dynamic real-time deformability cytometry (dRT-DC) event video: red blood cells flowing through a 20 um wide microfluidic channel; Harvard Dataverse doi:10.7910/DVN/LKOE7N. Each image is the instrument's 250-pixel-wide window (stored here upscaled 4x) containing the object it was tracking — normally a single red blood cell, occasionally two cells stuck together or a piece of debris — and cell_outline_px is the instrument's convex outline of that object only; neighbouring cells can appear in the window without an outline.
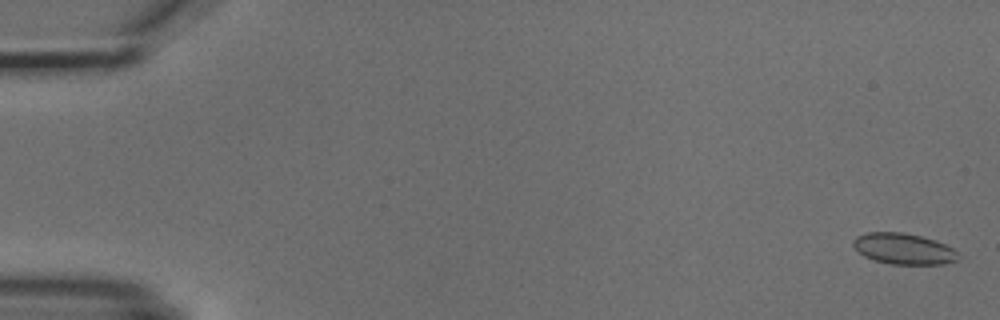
{"species": "common noctule bat (a hibernating species)", "species_latin": "Nyctalus noctula", "temperature_condition": "cold", "stored_images_in_passage": 6, "camera_frame_rate_fps": 3000, "um_per_image_px": 0.085, "animal": {"sex": "male", "body_mass_g": 18.8}, "frame": {"image": 1, "passage_image": 1, "time_ms": 0.0, "image_size_px": [1000, 320], "cell_outline_px": [[960, 256], [956, 260], [944, 264], [892, 264], [876, 260], [864, 256], [852, 244], [852, 240], [856, 236], [868, 232], [904, 232], [936, 240], [960, 252]], "centroid_in_image_um": [76.83, 21.14], "position_along_channel_um": 8.2, "area_um2": 18.96}}
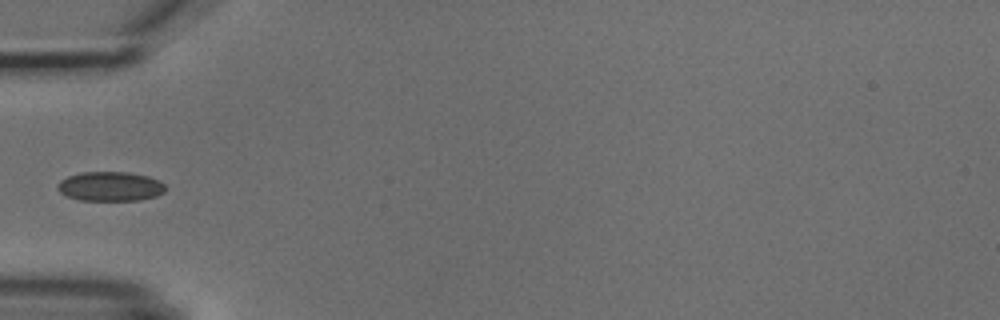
{"frame": {"image": 2, "passage_image": 5, "time_ms": 5.667, "image_size_px": [1000, 320], "cell_outline_px": [[168, 188], [164, 192], [156, 196], [140, 200], [80, 200], [68, 196], [60, 192], [56, 188], [60, 180], [68, 176], [80, 172], [128, 172], [148, 176], [160, 180]], "centroid_in_image_um": [9.4, 15.84], "position_along_channel_um": 75.6, "area_um2": 18.61}}
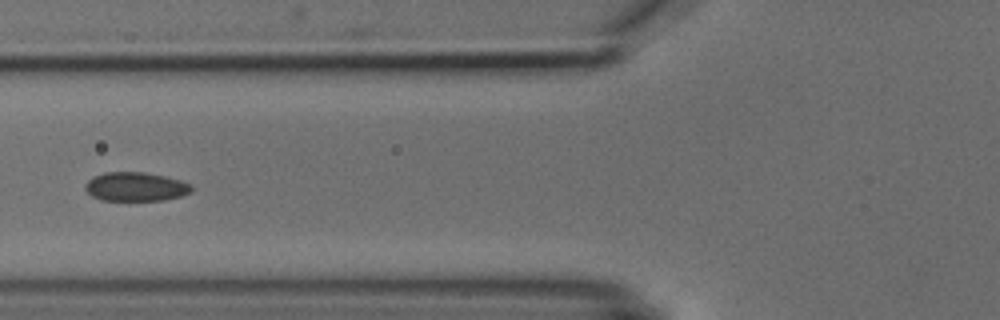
{"frame": {"image": 3, "passage_image": 6, "time_ms": 6.667, "image_size_px": [1000, 320], "cell_outline_px": [[192, 188], [188, 192], [180, 196], [164, 200], [100, 200], [92, 196], [84, 188], [84, 184], [92, 176], [104, 172], [144, 172], [164, 176], [180, 180], [192, 184]], "centroid_in_image_um": [11.48, 15.86], "position_along_channel_um": 114.3, "area_um2": 17.92}}